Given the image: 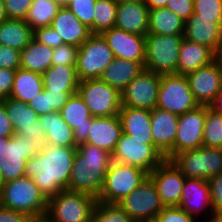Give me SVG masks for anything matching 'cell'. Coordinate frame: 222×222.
Returning a JSON list of instances; mask_svg holds the SVG:
<instances>
[{"mask_svg": "<svg viewBox=\"0 0 222 222\" xmlns=\"http://www.w3.org/2000/svg\"><path fill=\"white\" fill-rule=\"evenodd\" d=\"M76 150L44 143L40 152L27 161L24 176L32 178L47 199L68 190Z\"/></svg>", "mask_w": 222, "mask_h": 222, "instance_id": "obj_1", "label": "cell"}, {"mask_svg": "<svg viewBox=\"0 0 222 222\" xmlns=\"http://www.w3.org/2000/svg\"><path fill=\"white\" fill-rule=\"evenodd\" d=\"M111 163V153L91 144L78 145L68 190L86 193L97 199Z\"/></svg>", "mask_w": 222, "mask_h": 222, "instance_id": "obj_2", "label": "cell"}, {"mask_svg": "<svg viewBox=\"0 0 222 222\" xmlns=\"http://www.w3.org/2000/svg\"><path fill=\"white\" fill-rule=\"evenodd\" d=\"M47 205L48 199L28 176L5 182L0 195V206L25 213L37 222H43Z\"/></svg>", "mask_w": 222, "mask_h": 222, "instance_id": "obj_3", "label": "cell"}, {"mask_svg": "<svg viewBox=\"0 0 222 222\" xmlns=\"http://www.w3.org/2000/svg\"><path fill=\"white\" fill-rule=\"evenodd\" d=\"M96 203L89 194L65 189L48 199L43 222H91Z\"/></svg>", "mask_w": 222, "mask_h": 222, "instance_id": "obj_4", "label": "cell"}, {"mask_svg": "<svg viewBox=\"0 0 222 222\" xmlns=\"http://www.w3.org/2000/svg\"><path fill=\"white\" fill-rule=\"evenodd\" d=\"M183 39L184 35L147 34L144 69L159 75L176 74Z\"/></svg>", "mask_w": 222, "mask_h": 222, "instance_id": "obj_5", "label": "cell"}, {"mask_svg": "<svg viewBox=\"0 0 222 222\" xmlns=\"http://www.w3.org/2000/svg\"><path fill=\"white\" fill-rule=\"evenodd\" d=\"M186 178L208 180L222 172V148L184 150L170 159Z\"/></svg>", "mask_w": 222, "mask_h": 222, "instance_id": "obj_6", "label": "cell"}, {"mask_svg": "<svg viewBox=\"0 0 222 222\" xmlns=\"http://www.w3.org/2000/svg\"><path fill=\"white\" fill-rule=\"evenodd\" d=\"M148 177L141 168L112 161L97 201L118 204Z\"/></svg>", "mask_w": 222, "mask_h": 222, "instance_id": "obj_7", "label": "cell"}, {"mask_svg": "<svg viewBox=\"0 0 222 222\" xmlns=\"http://www.w3.org/2000/svg\"><path fill=\"white\" fill-rule=\"evenodd\" d=\"M164 160L153 140H138L125 133L121 134L112 154V161L141 168L148 174Z\"/></svg>", "mask_w": 222, "mask_h": 222, "instance_id": "obj_8", "label": "cell"}, {"mask_svg": "<svg viewBox=\"0 0 222 222\" xmlns=\"http://www.w3.org/2000/svg\"><path fill=\"white\" fill-rule=\"evenodd\" d=\"M198 106L186 76L180 74L161 75L157 108L179 116Z\"/></svg>", "mask_w": 222, "mask_h": 222, "instance_id": "obj_9", "label": "cell"}, {"mask_svg": "<svg viewBox=\"0 0 222 222\" xmlns=\"http://www.w3.org/2000/svg\"><path fill=\"white\" fill-rule=\"evenodd\" d=\"M77 93L83 99L92 117L118 115L121 109V93L100 78L79 81Z\"/></svg>", "mask_w": 222, "mask_h": 222, "instance_id": "obj_10", "label": "cell"}, {"mask_svg": "<svg viewBox=\"0 0 222 222\" xmlns=\"http://www.w3.org/2000/svg\"><path fill=\"white\" fill-rule=\"evenodd\" d=\"M115 59L113 51L101 34H92L80 47L76 64L79 81L100 78Z\"/></svg>", "mask_w": 222, "mask_h": 222, "instance_id": "obj_11", "label": "cell"}, {"mask_svg": "<svg viewBox=\"0 0 222 222\" xmlns=\"http://www.w3.org/2000/svg\"><path fill=\"white\" fill-rule=\"evenodd\" d=\"M118 204L135 222H154L164 208L149 176Z\"/></svg>", "mask_w": 222, "mask_h": 222, "instance_id": "obj_12", "label": "cell"}, {"mask_svg": "<svg viewBox=\"0 0 222 222\" xmlns=\"http://www.w3.org/2000/svg\"><path fill=\"white\" fill-rule=\"evenodd\" d=\"M161 75L144 69L121 92V105L152 110L157 106Z\"/></svg>", "mask_w": 222, "mask_h": 222, "instance_id": "obj_13", "label": "cell"}, {"mask_svg": "<svg viewBox=\"0 0 222 222\" xmlns=\"http://www.w3.org/2000/svg\"><path fill=\"white\" fill-rule=\"evenodd\" d=\"M205 119V105H199L178 116L177 134L171 149V158L184 150L198 149L203 146Z\"/></svg>", "mask_w": 222, "mask_h": 222, "instance_id": "obj_14", "label": "cell"}, {"mask_svg": "<svg viewBox=\"0 0 222 222\" xmlns=\"http://www.w3.org/2000/svg\"><path fill=\"white\" fill-rule=\"evenodd\" d=\"M148 176L155 184L164 207L179 206L186 177L171 160L165 159Z\"/></svg>", "mask_w": 222, "mask_h": 222, "instance_id": "obj_15", "label": "cell"}, {"mask_svg": "<svg viewBox=\"0 0 222 222\" xmlns=\"http://www.w3.org/2000/svg\"><path fill=\"white\" fill-rule=\"evenodd\" d=\"M3 101L15 133L27 137L29 141L45 143L46 133L40 128L39 115L28 103L11 97H7Z\"/></svg>", "mask_w": 222, "mask_h": 222, "instance_id": "obj_16", "label": "cell"}, {"mask_svg": "<svg viewBox=\"0 0 222 222\" xmlns=\"http://www.w3.org/2000/svg\"><path fill=\"white\" fill-rule=\"evenodd\" d=\"M186 77L199 105L208 106L222 89V73L216 60Z\"/></svg>", "mask_w": 222, "mask_h": 222, "instance_id": "obj_17", "label": "cell"}, {"mask_svg": "<svg viewBox=\"0 0 222 222\" xmlns=\"http://www.w3.org/2000/svg\"><path fill=\"white\" fill-rule=\"evenodd\" d=\"M114 57L128 61H145V36L112 27L101 33Z\"/></svg>", "mask_w": 222, "mask_h": 222, "instance_id": "obj_18", "label": "cell"}, {"mask_svg": "<svg viewBox=\"0 0 222 222\" xmlns=\"http://www.w3.org/2000/svg\"><path fill=\"white\" fill-rule=\"evenodd\" d=\"M179 207L198 220L204 213L205 219L214 215L208 180L185 178Z\"/></svg>", "mask_w": 222, "mask_h": 222, "instance_id": "obj_19", "label": "cell"}, {"mask_svg": "<svg viewBox=\"0 0 222 222\" xmlns=\"http://www.w3.org/2000/svg\"><path fill=\"white\" fill-rule=\"evenodd\" d=\"M151 133L154 147L165 157L171 159V149L174 146L178 115L155 107L150 111Z\"/></svg>", "mask_w": 222, "mask_h": 222, "instance_id": "obj_20", "label": "cell"}, {"mask_svg": "<svg viewBox=\"0 0 222 222\" xmlns=\"http://www.w3.org/2000/svg\"><path fill=\"white\" fill-rule=\"evenodd\" d=\"M184 38L205 45L216 53L222 47V23H215V19L199 18L193 13L185 22Z\"/></svg>", "mask_w": 222, "mask_h": 222, "instance_id": "obj_21", "label": "cell"}, {"mask_svg": "<svg viewBox=\"0 0 222 222\" xmlns=\"http://www.w3.org/2000/svg\"><path fill=\"white\" fill-rule=\"evenodd\" d=\"M149 8L144 1H119L115 27L128 33L148 34Z\"/></svg>", "mask_w": 222, "mask_h": 222, "instance_id": "obj_22", "label": "cell"}, {"mask_svg": "<svg viewBox=\"0 0 222 222\" xmlns=\"http://www.w3.org/2000/svg\"><path fill=\"white\" fill-rule=\"evenodd\" d=\"M59 112L65 122L74 130L76 145L86 143L89 133L88 129L93 123V117L79 94L76 93L70 96Z\"/></svg>", "mask_w": 222, "mask_h": 222, "instance_id": "obj_23", "label": "cell"}, {"mask_svg": "<svg viewBox=\"0 0 222 222\" xmlns=\"http://www.w3.org/2000/svg\"><path fill=\"white\" fill-rule=\"evenodd\" d=\"M88 131L86 144L97 146L113 154L122 134V125L118 115L93 117V123Z\"/></svg>", "mask_w": 222, "mask_h": 222, "instance_id": "obj_24", "label": "cell"}, {"mask_svg": "<svg viewBox=\"0 0 222 222\" xmlns=\"http://www.w3.org/2000/svg\"><path fill=\"white\" fill-rule=\"evenodd\" d=\"M50 27L61 36L64 44L77 47L92 35L90 29L66 7L60 8Z\"/></svg>", "mask_w": 222, "mask_h": 222, "instance_id": "obj_25", "label": "cell"}, {"mask_svg": "<svg viewBox=\"0 0 222 222\" xmlns=\"http://www.w3.org/2000/svg\"><path fill=\"white\" fill-rule=\"evenodd\" d=\"M215 60V53L205 45L183 39L179 50L176 74L184 75L200 67L209 65Z\"/></svg>", "mask_w": 222, "mask_h": 222, "instance_id": "obj_26", "label": "cell"}, {"mask_svg": "<svg viewBox=\"0 0 222 222\" xmlns=\"http://www.w3.org/2000/svg\"><path fill=\"white\" fill-rule=\"evenodd\" d=\"M118 116L122 133L138 140H153L150 110L121 106Z\"/></svg>", "mask_w": 222, "mask_h": 222, "instance_id": "obj_27", "label": "cell"}, {"mask_svg": "<svg viewBox=\"0 0 222 222\" xmlns=\"http://www.w3.org/2000/svg\"><path fill=\"white\" fill-rule=\"evenodd\" d=\"M40 128L46 133L45 143L61 147H77L74 130L65 122L60 112L39 116Z\"/></svg>", "mask_w": 222, "mask_h": 222, "instance_id": "obj_28", "label": "cell"}, {"mask_svg": "<svg viewBox=\"0 0 222 222\" xmlns=\"http://www.w3.org/2000/svg\"><path fill=\"white\" fill-rule=\"evenodd\" d=\"M144 70V62L115 58L103 71L100 79L120 93Z\"/></svg>", "mask_w": 222, "mask_h": 222, "instance_id": "obj_29", "label": "cell"}, {"mask_svg": "<svg viewBox=\"0 0 222 222\" xmlns=\"http://www.w3.org/2000/svg\"><path fill=\"white\" fill-rule=\"evenodd\" d=\"M45 91L67 92L71 96L77 93L79 79L76 66L55 65L42 74Z\"/></svg>", "mask_w": 222, "mask_h": 222, "instance_id": "obj_30", "label": "cell"}, {"mask_svg": "<svg viewBox=\"0 0 222 222\" xmlns=\"http://www.w3.org/2000/svg\"><path fill=\"white\" fill-rule=\"evenodd\" d=\"M43 145V142L29 141L27 137L15 133L4 143L0 163L26 164L29 159L40 152Z\"/></svg>", "mask_w": 222, "mask_h": 222, "instance_id": "obj_31", "label": "cell"}, {"mask_svg": "<svg viewBox=\"0 0 222 222\" xmlns=\"http://www.w3.org/2000/svg\"><path fill=\"white\" fill-rule=\"evenodd\" d=\"M34 37V30L25 20L6 19L0 22V45L23 50Z\"/></svg>", "mask_w": 222, "mask_h": 222, "instance_id": "obj_32", "label": "cell"}, {"mask_svg": "<svg viewBox=\"0 0 222 222\" xmlns=\"http://www.w3.org/2000/svg\"><path fill=\"white\" fill-rule=\"evenodd\" d=\"M185 21L166 7L149 10L148 34L184 35Z\"/></svg>", "mask_w": 222, "mask_h": 222, "instance_id": "obj_33", "label": "cell"}, {"mask_svg": "<svg viewBox=\"0 0 222 222\" xmlns=\"http://www.w3.org/2000/svg\"><path fill=\"white\" fill-rule=\"evenodd\" d=\"M54 48L33 40L21 50L20 68L43 74L52 66Z\"/></svg>", "mask_w": 222, "mask_h": 222, "instance_id": "obj_34", "label": "cell"}, {"mask_svg": "<svg viewBox=\"0 0 222 222\" xmlns=\"http://www.w3.org/2000/svg\"><path fill=\"white\" fill-rule=\"evenodd\" d=\"M43 90L42 74L19 68L16 70L13 88L9 97L29 103Z\"/></svg>", "mask_w": 222, "mask_h": 222, "instance_id": "obj_35", "label": "cell"}, {"mask_svg": "<svg viewBox=\"0 0 222 222\" xmlns=\"http://www.w3.org/2000/svg\"><path fill=\"white\" fill-rule=\"evenodd\" d=\"M61 6L52 0H33L25 22L33 29L51 26Z\"/></svg>", "mask_w": 222, "mask_h": 222, "instance_id": "obj_36", "label": "cell"}, {"mask_svg": "<svg viewBox=\"0 0 222 222\" xmlns=\"http://www.w3.org/2000/svg\"><path fill=\"white\" fill-rule=\"evenodd\" d=\"M117 0H96L93 18V34H101L115 27Z\"/></svg>", "mask_w": 222, "mask_h": 222, "instance_id": "obj_37", "label": "cell"}, {"mask_svg": "<svg viewBox=\"0 0 222 222\" xmlns=\"http://www.w3.org/2000/svg\"><path fill=\"white\" fill-rule=\"evenodd\" d=\"M203 146L222 148V114L213 112L208 106L203 129Z\"/></svg>", "mask_w": 222, "mask_h": 222, "instance_id": "obj_38", "label": "cell"}, {"mask_svg": "<svg viewBox=\"0 0 222 222\" xmlns=\"http://www.w3.org/2000/svg\"><path fill=\"white\" fill-rule=\"evenodd\" d=\"M91 222H135L119 204L101 203L95 204Z\"/></svg>", "mask_w": 222, "mask_h": 222, "instance_id": "obj_39", "label": "cell"}, {"mask_svg": "<svg viewBox=\"0 0 222 222\" xmlns=\"http://www.w3.org/2000/svg\"><path fill=\"white\" fill-rule=\"evenodd\" d=\"M96 0H69L68 8L93 34V18Z\"/></svg>", "mask_w": 222, "mask_h": 222, "instance_id": "obj_40", "label": "cell"}, {"mask_svg": "<svg viewBox=\"0 0 222 222\" xmlns=\"http://www.w3.org/2000/svg\"><path fill=\"white\" fill-rule=\"evenodd\" d=\"M193 13L199 18L215 19V23H222V0H193Z\"/></svg>", "mask_w": 222, "mask_h": 222, "instance_id": "obj_41", "label": "cell"}, {"mask_svg": "<svg viewBox=\"0 0 222 222\" xmlns=\"http://www.w3.org/2000/svg\"><path fill=\"white\" fill-rule=\"evenodd\" d=\"M79 47L69 44H63L54 48L52 54V66L70 65L76 66Z\"/></svg>", "mask_w": 222, "mask_h": 222, "instance_id": "obj_42", "label": "cell"}, {"mask_svg": "<svg viewBox=\"0 0 222 222\" xmlns=\"http://www.w3.org/2000/svg\"><path fill=\"white\" fill-rule=\"evenodd\" d=\"M179 206L164 207L157 215L154 222H199Z\"/></svg>", "mask_w": 222, "mask_h": 222, "instance_id": "obj_43", "label": "cell"}, {"mask_svg": "<svg viewBox=\"0 0 222 222\" xmlns=\"http://www.w3.org/2000/svg\"><path fill=\"white\" fill-rule=\"evenodd\" d=\"M33 0H4L7 19L25 20Z\"/></svg>", "mask_w": 222, "mask_h": 222, "instance_id": "obj_44", "label": "cell"}, {"mask_svg": "<svg viewBox=\"0 0 222 222\" xmlns=\"http://www.w3.org/2000/svg\"><path fill=\"white\" fill-rule=\"evenodd\" d=\"M210 197L214 214H222V172L208 179Z\"/></svg>", "mask_w": 222, "mask_h": 222, "instance_id": "obj_45", "label": "cell"}, {"mask_svg": "<svg viewBox=\"0 0 222 222\" xmlns=\"http://www.w3.org/2000/svg\"><path fill=\"white\" fill-rule=\"evenodd\" d=\"M37 42L47 45L51 48H57L63 45V39L50 26L42 27L34 30V37Z\"/></svg>", "mask_w": 222, "mask_h": 222, "instance_id": "obj_46", "label": "cell"}, {"mask_svg": "<svg viewBox=\"0 0 222 222\" xmlns=\"http://www.w3.org/2000/svg\"><path fill=\"white\" fill-rule=\"evenodd\" d=\"M21 51L0 45V69L20 68Z\"/></svg>", "mask_w": 222, "mask_h": 222, "instance_id": "obj_47", "label": "cell"}, {"mask_svg": "<svg viewBox=\"0 0 222 222\" xmlns=\"http://www.w3.org/2000/svg\"><path fill=\"white\" fill-rule=\"evenodd\" d=\"M166 8L179 16L183 21H187L193 14V0H168Z\"/></svg>", "mask_w": 222, "mask_h": 222, "instance_id": "obj_48", "label": "cell"}, {"mask_svg": "<svg viewBox=\"0 0 222 222\" xmlns=\"http://www.w3.org/2000/svg\"><path fill=\"white\" fill-rule=\"evenodd\" d=\"M28 105L39 115H46L53 112L51 108L50 91L43 90L35 98H33Z\"/></svg>", "mask_w": 222, "mask_h": 222, "instance_id": "obj_49", "label": "cell"}, {"mask_svg": "<svg viewBox=\"0 0 222 222\" xmlns=\"http://www.w3.org/2000/svg\"><path fill=\"white\" fill-rule=\"evenodd\" d=\"M15 74L16 70L0 69V98L2 100L10 96Z\"/></svg>", "mask_w": 222, "mask_h": 222, "instance_id": "obj_50", "label": "cell"}, {"mask_svg": "<svg viewBox=\"0 0 222 222\" xmlns=\"http://www.w3.org/2000/svg\"><path fill=\"white\" fill-rule=\"evenodd\" d=\"M26 164L0 163V172L5 182L24 176Z\"/></svg>", "mask_w": 222, "mask_h": 222, "instance_id": "obj_51", "label": "cell"}, {"mask_svg": "<svg viewBox=\"0 0 222 222\" xmlns=\"http://www.w3.org/2000/svg\"><path fill=\"white\" fill-rule=\"evenodd\" d=\"M0 222H37L31 216L0 206Z\"/></svg>", "mask_w": 222, "mask_h": 222, "instance_id": "obj_52", "label": "cell"}, {"mask_svg": "<svg viewBox=\"0 0 222 222\" xmlns=\"http://www.w3.org/2000/svg\"><path fill=\"white\" fill-rule=\"evenodd\" d=\"M15 134L11 120L8 117L4 101H0V136L10 138Z\"/></svg>", "mask_w": 222, "mask_h": 222, "instance_id": "obj_53", "label": "cell"}, {"mask_svg": "<svg viewBox=\"0 0 222 222\" xmlns=\"http://www.w3.org/2000/svg\"><path fill=\"white\" fill-rule=\"evenodd\" d=\"M67 92H50L51 108L55 112H59L70 98Z\"/></svg>", "mask_w": 222, "mask_h": 222, "instance_id": "obj_54", "label": "cell"}, {"mask_svg": "<svg viewBox=\"0 0 222 222\" xmlns=\"http://www.w3.org/2000/svg\"><path fill=\"white\" fill-rule=\"evenodd\" d=\"M209 109L213 112L222 114V89L213 99V101L208 105Z\"/></svg>", "mask_w": 222, "mask_h": 222, "instance_id": "obj_55", "label": "cell"}, {"mask_svg": "<svg viewBox=\"0 0 222 222\" xmlns=\"http://www.w3.org/2000/svg\"><path fill=\"white\" fill-rule=\"evenodd\" d=\"M168 0H144L149 10L159 7H166Z\"/></svg>", "mask_w": 222, "mask_h": 222, "instance_id": "obj_56", "label": "cell"}, {"mask_svg": "<svg viewBox=\"0 0 222 222\" xmlns=\"http://www.w3.org/2000/svg\"><path fill=\"white\" fill-rule=\"evenodd\" d=\"M7 19L4 0H0V22Z\"/></svg>", "mask_w": 222, "mask_h": 222, "instance_id": "obj_57", "label": "cell"}, {"mask_svg": "<svg viewBox=\"0 0 222 222\" xmlns=\"http://www.w3.org/2000/svg\"><path fill=\"white\" fill-rule=\"evenodd\" d=\"M203 222H222V214H214Z\"/></svg>", "mask_w": 222, "mask_h": 222, "instance_id": "obj_58", "label": "cell"}, {"mask_svg": "<svg viewBox=\"0 0 222 222\" xmlns=\"http://www.w3.org/2000/svg\"><path fill=\"white\" fill-rule=\"evenodd\" d=\"M215 60L218 62L222 73V47L215 53Z\"/></svg>", "mask_w": 222, "mask_h": 222, "instance_id": "obj_59", "label": "cell"}, {"mask_svg": "<svg viewBox=\"0 0 222 222\" xmlns=\"http://www.w3.org/2000/svg\"><path fill=\"white\" fill-rule=\"evenodd\" d=\"M52 1L59 4L61 7H65L69 2V0H52Z\"/></svg>", "mask_w": 222, "mask_h": 222, "instance_id": "obj_60", "label": "cell"}, {"mask_svg": "<svg viewBox=\"0 0 222 222\" xmlns=\"http://www.w3.org/2000/svg\"><path fill=\"white\" fill-rule=\"evenodd\" d=\"M4 184H5V181L3 179L2 173L0 172V195L2 193Z\"/></svg>", "mask_w": 222, "mask_h": 222, "instance_id": "obj_61", "label": "cell"}, {"mask_svg": "<svg viewBox=\"0 0 222 222\" xmlns=\"http://www.w3.org/2000/svg\"><path fill=\"white\" fill-rule=\"evenodd\" d=\"M8 138L7 137H1L0 136V154H1V150H2V147L4 145V143L6 142Z\"/></svg>", "mask_w": 222, "mask_h": 222, "instance_id": "obj_62", "label": "cell"}, {"mask_svg": "<svg viewBox=\"0 0 222 222\" xmlns=\"http://www.w3.org/2000/svg\"><path fill=\"white\" fill-rule=\"evenodd\" d=\"M118 2L119 1H144V0H117Z\"/></svg>", "mask_w": 222, "mask_h": 222, "instance_id": "obj_63", "label": "cell"}]
</instances>
